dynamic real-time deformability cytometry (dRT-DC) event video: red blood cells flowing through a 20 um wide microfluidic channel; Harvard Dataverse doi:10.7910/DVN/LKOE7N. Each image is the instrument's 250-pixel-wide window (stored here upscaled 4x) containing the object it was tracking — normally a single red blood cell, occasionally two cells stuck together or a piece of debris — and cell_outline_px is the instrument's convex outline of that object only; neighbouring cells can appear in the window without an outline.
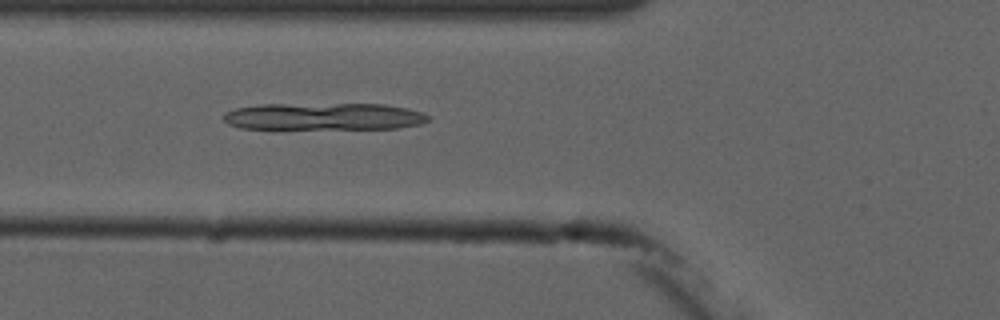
{"species": "common noctule bat (a hibernating species)", "species_latin": "Nyctalus noctula", "temperature_condition": "cold", "stored_images_in_passage": 5, "camera_frame_rate_fps": 3000, "um_per_image_px": 0.085, "animal": {"sex": "male", "forearm_length_mm": 52.5}, "frame": {"image": 1, "passage_image": 5, "time_ms": 4.667, "image_size_px": [1000, 320], "cell_outline_px": [[432, 120], [420, 124], [396, 128], [240, 128], [228, 124], [224, 120], [224, 112], [236, 108], [260, 104], [384, 104], [404, 108], [420, 112], [428, 116]], "centroid_in_image_um": [27.5, 9.89], "position_along_channel_um": 98.3, "area_um2": 32.02}}